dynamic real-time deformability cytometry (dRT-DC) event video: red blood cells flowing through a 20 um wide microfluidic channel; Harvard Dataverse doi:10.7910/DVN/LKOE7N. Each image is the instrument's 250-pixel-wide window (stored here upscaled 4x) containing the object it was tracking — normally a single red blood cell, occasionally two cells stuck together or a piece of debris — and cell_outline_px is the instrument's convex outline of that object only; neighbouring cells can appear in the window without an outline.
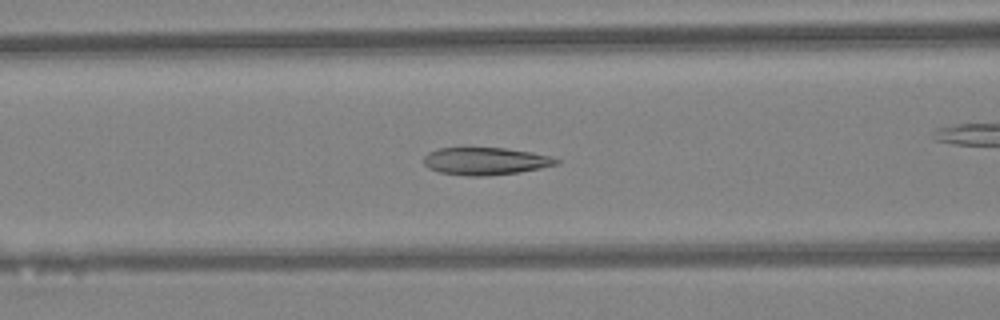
{"species": "Egyptian fruit bat (a non-hibernating species)", "species_latin": "Rousettus aegyptiacus", "temperature_condition": "warm", "stored_images_in_passage": 46, "camera_frame_rate_fps": 3000, "um_per_image_px": 0.085, "animal": {"sex": "female"}, "frame": {"image": 1, "passage_image": 18, "time_ms": 5.667, "image_size_px": [1000, 320], "cell_outline_px": [[560, 164], [520, 172], [484, 176], [468, 176], [440, 172], [428, 168], [424, 164], [424, 156], [428, 152], [440, 148], [504, 148], [532, 152], [552, 156], [560, 160]], "centroid_in_image_um": [41.29, 13.7], "position_along_channel_um": 125.3, "area_um2": 21.27}}
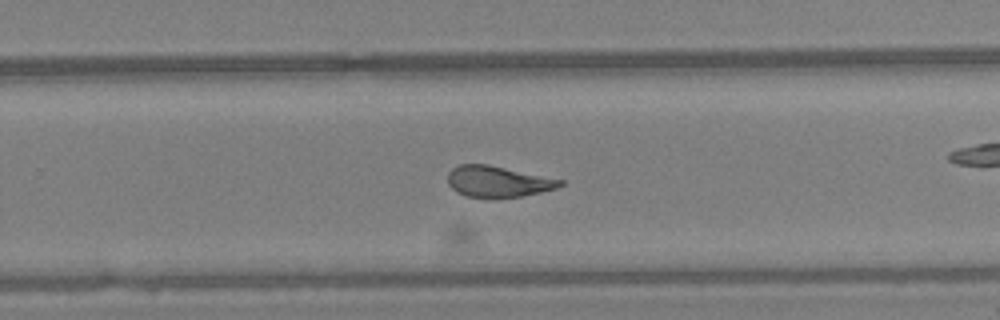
{"frame": {"image": 2, "passage_image": 29, "time_ms": 9.333, "image_size_px": [1000, 320], "cell_outline_px": [[564, 184], [556, 188], [540, 192], [520, 196], [468, 196], [456, 192], [448, 184], [448, 172], [452, 168], [460, 164], [488, 164], [564, 180]], "centroid_in_image_um": [42.31, 15.4], "position_along_channel_um": 287.5, "area_um2": 19.94}}
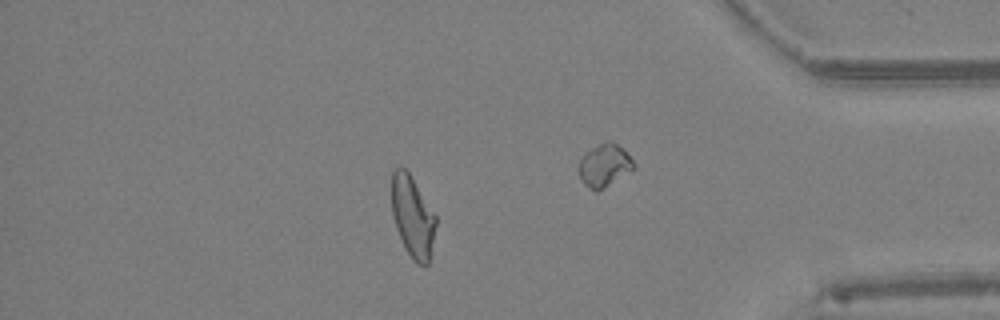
{"frame": {"image": 3, "passage_image": 39, "time_ms": 12.667, "image_size_px": [1000, 320], "cell_outline_px": [[436, 224], [428, 264], [424, 268], [416, 264], [412, 260], [396, 228], [392, 216], [392, 172], [396, 168], [404, 168], [408, 172], [436, 216]], "centroid_in_image_um": [35.07, 18.46], "position_along_channel_um": 400.1, "area_um2": 20.58}, "authors_computed_cell_mechanics": {"area_um2": 21.964, "velocity_mm_per_s": 4.4494, "shape_relaxation_time_tau1_ms": 11.1358, "shape_relaxation_time_tau2_ms": 1.3571, "deformation_change_tau1": 0.2833, "deformation_change_tau2": 0.0787}}